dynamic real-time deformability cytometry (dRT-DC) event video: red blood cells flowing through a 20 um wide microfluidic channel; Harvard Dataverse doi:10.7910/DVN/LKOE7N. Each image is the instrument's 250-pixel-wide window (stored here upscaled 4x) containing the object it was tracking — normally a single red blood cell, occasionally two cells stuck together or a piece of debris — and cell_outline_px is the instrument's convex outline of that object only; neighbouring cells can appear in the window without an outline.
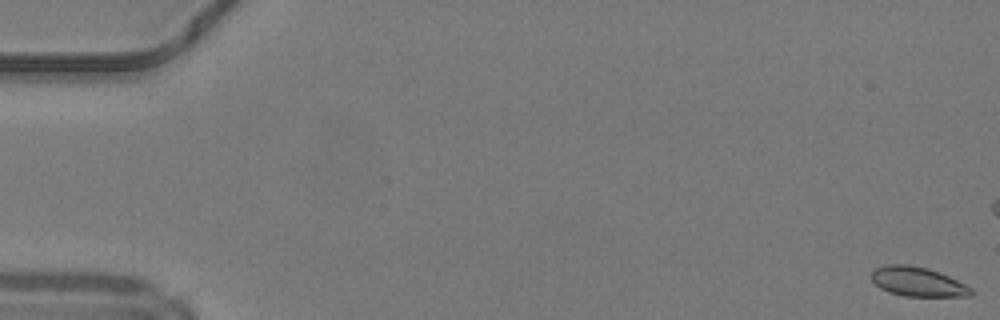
{"species": "common noctule bat (a hibernating species)", "species_latin": "Nyctalus noctula", "temperature_condition": "warm", "stored_images_in_passage": 12, "camera_frame_rate_fps": 3000, "um_per_image_px": 0.085, "animal": {"sex": "male", "body_mass_g": 19.2, "forearm_length_mm": 51.8}, "frame": {"image": 1, "passage_image": 1, "time_ms": 0.0, "image_size_px": [1000, 320], "cell_outline_px": [[972, 296], [904, 296], [888, 292], [880, 288], [872, 280], [872, 272], [876, 268], [888, 264], [908, 264], [928, 268], [940, 272], [972, 288]], "centroid_in_image_um": [78.0, 23.94], "position_along_channel_um": 7.0, "area_um2": 16.99}}